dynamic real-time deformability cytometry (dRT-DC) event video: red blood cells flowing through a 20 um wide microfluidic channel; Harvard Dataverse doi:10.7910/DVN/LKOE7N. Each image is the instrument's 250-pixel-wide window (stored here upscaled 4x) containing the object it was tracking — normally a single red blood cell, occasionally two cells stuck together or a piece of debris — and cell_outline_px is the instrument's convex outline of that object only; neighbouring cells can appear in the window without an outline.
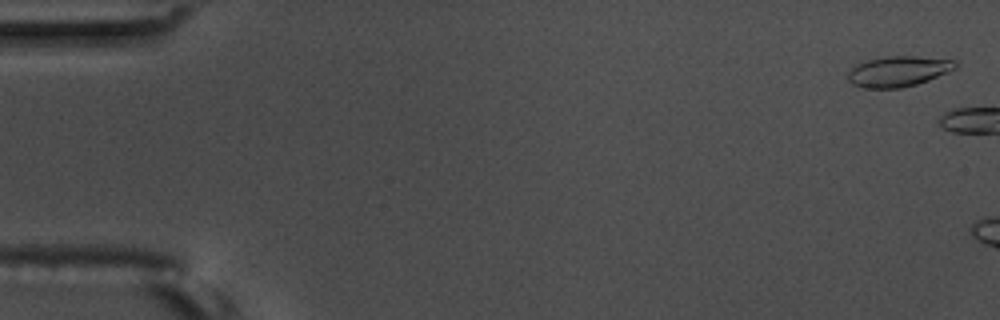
{"species": "common noctule bat (a hibernating species)", "species_latin": "Nyctalus noctula", "temperature_condition": "warm", "stored_images_in_passage": 2, "camera_frame_rate_fps": 3000, "um_per_image_px": 0.085, "animal": {"sex": "male", "body_mass_g": 17.5, "forearm_length_mm": 52.3}, "frame": {"image": 1, "passage_image": 1, "time_ms": 0.0, "image_size_px": [1000, 320], "cell_outline_px": [[956, 68], [948, 72], [928, 80], [916, 84], [900, 88], [864, 88], [852, 84], [848, 80], [848, 72], [856, 64], [868, 60], [888, 56], [916, 56], [956, 60]], "centroid_in_image_um": [76.35, 6.06], "position_along_channel_um": 8.7, "area_um2": 19.02}}